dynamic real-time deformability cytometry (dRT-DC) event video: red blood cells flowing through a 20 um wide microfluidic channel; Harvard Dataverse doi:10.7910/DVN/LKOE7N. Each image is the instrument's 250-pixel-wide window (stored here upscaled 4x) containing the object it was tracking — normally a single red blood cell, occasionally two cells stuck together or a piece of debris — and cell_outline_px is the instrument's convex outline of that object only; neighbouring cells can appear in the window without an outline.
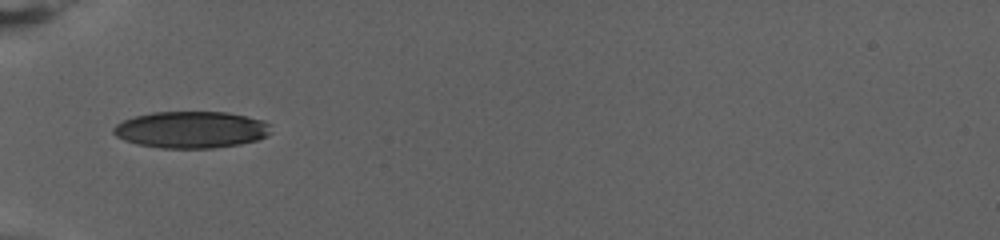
{"species": "human", "species_latin": "Homo sapiens", "temperature_condition": "warm", "stored_images_in_passage": 45, "camera_frame_rate_fps": 3000, "um_per_image_px": 0.085, "donor": {"sex": "female"}, "frame": {"image": 1, "passage_image": 1, "time_ms": 0.0, "image_size_px": [1000, 240], "cell_outline_px": [[272, 132], [268, 136], [256, 140], [240, 144], [212, 148], [160, 148], [136, 144], [124, 140], [116, 136], [112, 132], [112, 128], [116, 124], [124, 120], [136, 116], [152, 112], [228, 112], [264, 120], [272, 124]], "centroid_in_image_um": [16.29, 11.02], "position_along_channel_um": 68.7, "area_um2": 34.04}}
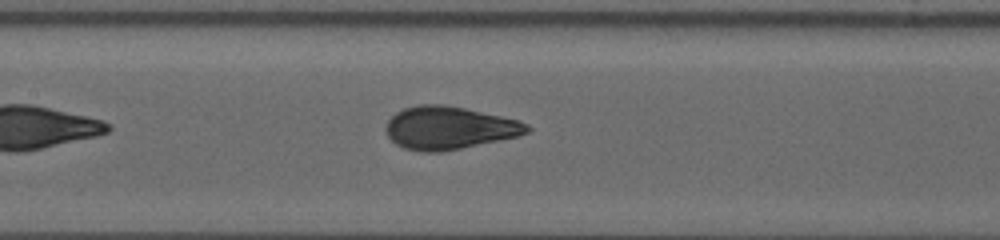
{"frame": {"image": 2, "passage_image": 12, "time_ms": 3.667, "image_size_px": [1000, 240], "cell_outline_px": [[532, 128], [528, 132], [520, 136], [440, 152], [420, 152], [404, 148], [396, 144], [388, 136], [384, 128], [388, 120], [396, 112], [404, 108], [420, 104], [444, 104], [464, 108], [500, 116], [516, 120], [528, 124]], "centroid_in_image_um": [38.15, 10.87], "position_along_channel_um": 169.3, "area_um2": 35.14}}
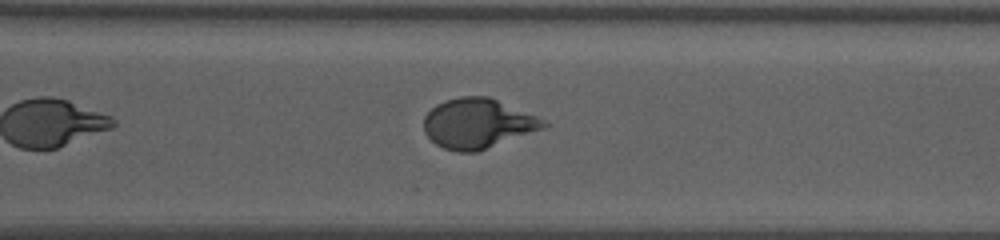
{"frame": {"image": 3, "passage_image": 29, "time_ms": 9.333, "image_size_px": [1000, 240], "cell_outline_px": [[552, 124], [544, 128], [476, 152], [456, 152], [444, 148], [436, 144], [424, 132], [424, 116], [436, 104], [444, 100], [460, 96], [488, 96], [536, 116]], "centroid_in_image_um": [40.59, 10.49], "position_along_channel_um": 330.0, "area_um2": 34.62}, "authors_computed_cell_mechanics": {"area_um2": 35.0268, "velocity_mm_per_s": 2.8482, "shape_relaxation_time_tau1_ms": 5.615, "shape_relaxation_time_tau2_ms": null, "deformation_change_tau1": 0.2177, "deformation_change_tau2": null}}